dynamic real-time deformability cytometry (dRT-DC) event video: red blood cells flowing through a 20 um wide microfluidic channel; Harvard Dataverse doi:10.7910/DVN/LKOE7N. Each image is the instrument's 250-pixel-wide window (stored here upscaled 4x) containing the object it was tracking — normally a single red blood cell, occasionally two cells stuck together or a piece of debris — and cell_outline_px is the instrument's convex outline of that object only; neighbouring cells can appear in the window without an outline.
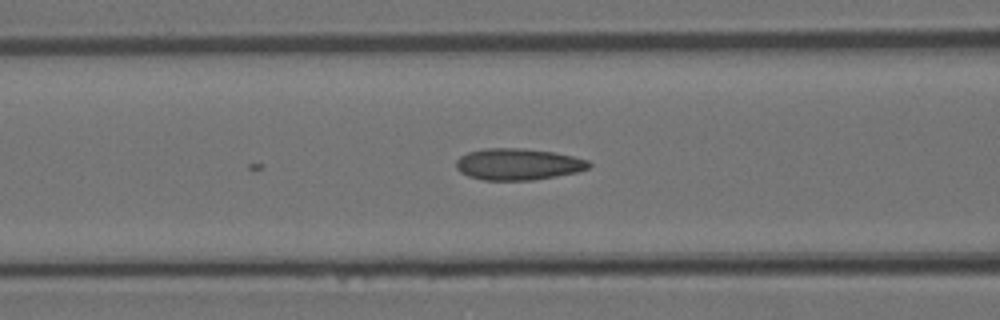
{"species": "Egyptian fruit bat (a non-hibernating species)", "species_latin": "Rousettus aegyptiacus", "temperature_condition": "room temperature", "stored_images_in_passage": 4, "camera_frame_rate_fps": 3000, "um_per_image_px": 0.085, "animal": {"sex": "female"}, "frame": {"image": 1, "passage_image": 4, "time_ms": 1.0, "image_size_px": [1000, 320], "cell_outline_px": [[592, 164], [588, 168], [576, 172], [556, 176], [532, 180], [484, 180], [468, 176], [460, 172], [456, 168], [456, 160], [460, 156], [468, 152], [488, 148], [520, 148], [552, 152], [572, 156], [588, 160]], "centroid_in_image_um": [44.01, 13.96], "position_along_channel_um": 122.6, "area_um2": 24.28}}